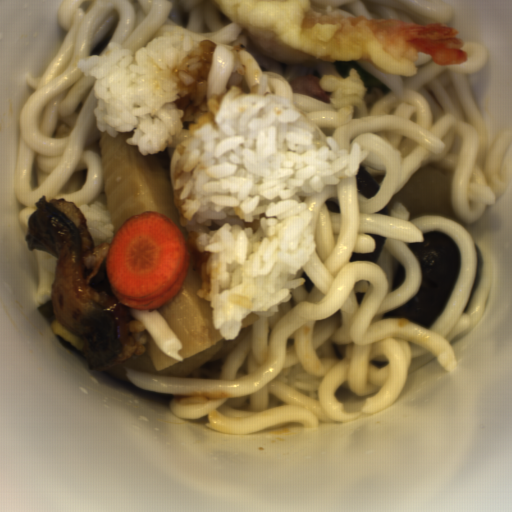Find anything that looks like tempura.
<instances>
[{"instance_id":"obj_1","label":"tempura","mask_w":512,"mask_h":512,"mask_svg":"<svg viewBox=\"0 0 512 512\" xmlns=\"http://www.w3.org/2000/svg\"><path fill=\"white\" fill-rule=\"evenodd\" d=\"M210 1L263 53L285 63L317 67L369 61L379 71L412 78L418 74V53L430 55L440 67L469 61L459 32L443 21L335 14L317 11L307 0Z\"/></svg>"}]
</instances>
